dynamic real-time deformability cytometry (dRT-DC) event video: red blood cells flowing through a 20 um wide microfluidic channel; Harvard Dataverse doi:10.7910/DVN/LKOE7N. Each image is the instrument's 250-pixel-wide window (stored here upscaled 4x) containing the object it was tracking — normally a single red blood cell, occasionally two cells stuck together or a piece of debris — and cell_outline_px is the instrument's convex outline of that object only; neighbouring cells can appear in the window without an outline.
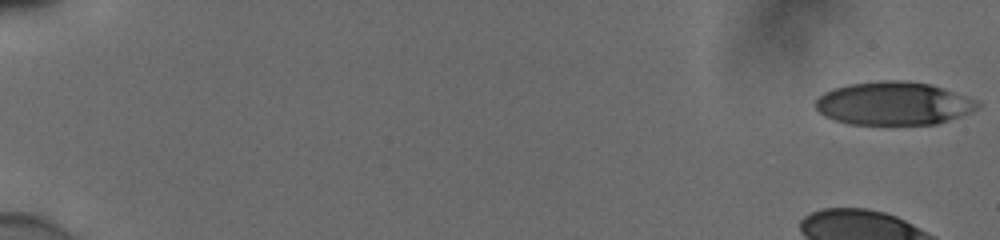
{"species": "human", "species_latin": "Homo sapiens", "temperature_condition": "cold", "stored_images_in_passage": 49, "camera_frame_rate_fps": 3000, "um_per_image_px": 0.085, "donor": {"sex": "male"}, "frame": {"image": 1, "passage_image": 1, "time_ms": 0.0, "image_size_px": [1000, 240], "cell_outline_px": [[980, 108], [972, 112], [936, 124], [848, 124], [832, 120], [824, 116], [816, 108], [816, 100], [824, 92], [832, 88], [848, 84], [880, 80], [908, 80], [932, 84], [980, 100]], "centroid_in_image_um": [75.99, 8.78], "position_along_channel_um": 9.0, "area_um2": 41.33}}